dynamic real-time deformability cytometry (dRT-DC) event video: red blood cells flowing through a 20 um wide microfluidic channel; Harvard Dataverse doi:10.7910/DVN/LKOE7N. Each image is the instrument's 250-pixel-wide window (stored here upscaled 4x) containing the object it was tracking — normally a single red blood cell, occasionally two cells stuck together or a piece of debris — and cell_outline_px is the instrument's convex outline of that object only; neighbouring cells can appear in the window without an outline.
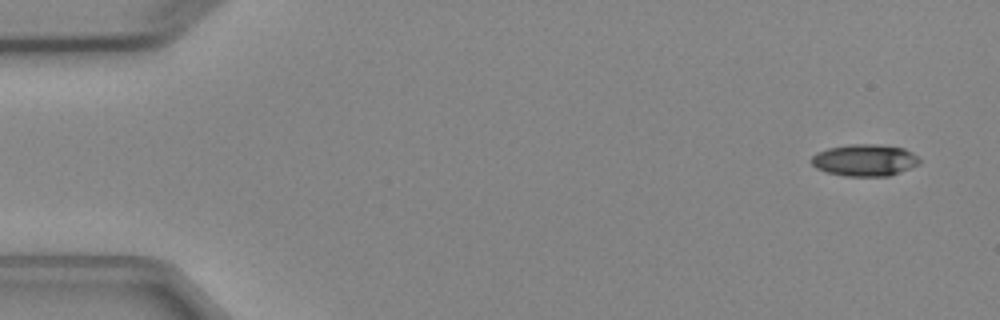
{"species": "Egyptian fruit bat (a non-hibernating species)", "species_latin": "Rousettus aegyptiacus", "temperature_condition": "cold", "stored_images_in_passage": 6, "camera_frame_rate_fps": 3000, "um_per_image_px": 0.085, "animal": {"sex": "female"}, "frame": {"image": 1, "passage_image": 1, "time_ms": 0.0, "image_size_px": [1000, 320], "cell_outline_px": [[920, 164], [888, 176], [844, 176], [824, 172], [816, 168], [808, 160], [816, 152], [828, 148], [848, 144], [876, 144], [904, 148], [912, 152], [920, 160]], "centroid_in_image_um": [73.45, 13.61], "position_along_channel_um": 11.6, "area_um2": 20.23}}
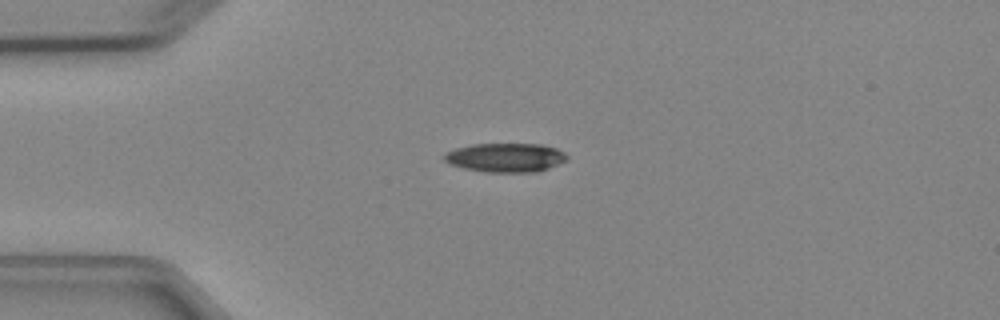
{"frame": {"image": 2, "passage_image": 4, "time_ms": 3.333, "image_size_px": [1000, 320], "cell_outline_px": [[568, 160], [548, 168], [536, 172], [484, 172], [464, 168], [448, 164], [444, 160], [444, 152], [456, 148], [472, 144], [540, 144], [556, 148], [564, 152], [568, 156]], "centroid_in_image_um": [42.96, 13.39], "position_along_channel_um": 42.0, "area_um2": 20.87}}